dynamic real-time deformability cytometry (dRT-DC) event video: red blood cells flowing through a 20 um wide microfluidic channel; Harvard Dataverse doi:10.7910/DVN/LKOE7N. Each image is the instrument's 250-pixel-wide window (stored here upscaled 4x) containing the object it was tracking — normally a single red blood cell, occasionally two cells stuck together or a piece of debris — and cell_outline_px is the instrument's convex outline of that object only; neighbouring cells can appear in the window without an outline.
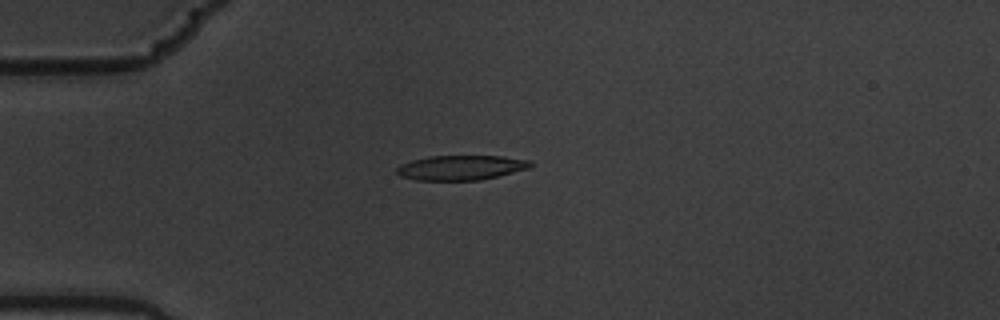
{"species": "common noctule bat (a hibernating species)", "species_latin": "Nyctalus noctula", "temperature_condition": "warm", "stored_images_in_passage": 8, "camera_frame_rate_fps": 3000, "um_per_image_px": 0.085, "animal": {"sex": "male", "body_mass_g": 19.5, "forearm_length_mm": 54.6}, "frame": {"image": 1, "passage_image": 5, "time_ms": 1.333, "image_size_px": [1000, 320], "cell_outline_px": [[532, 164], [528, 168], [480, 180], [416, 180], [400, 176], [396, 172], [396, 168], [400, 164], [412, 160], [428, 156], [500, 156], [528, 160]], "centroid_in_image_um": [39.11, 14.25], "position_along_channel_um": 45.9, "area_um2": 19.07}}
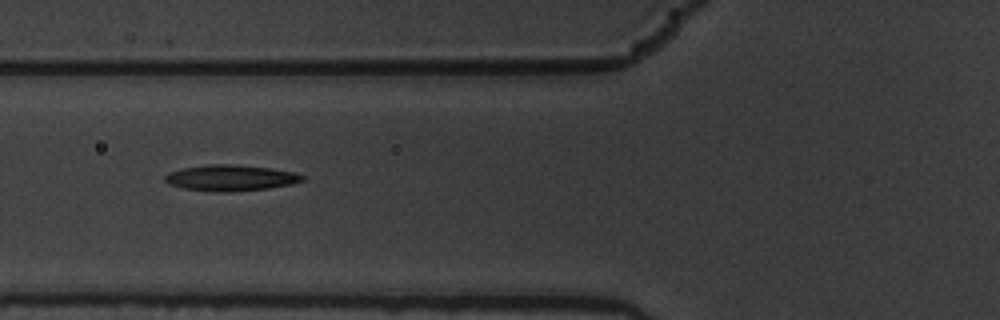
{"frame": {"image": 2, "passage_image": 7, "time_ms": 2.0, "image_size_px": [1000, 320], "cell_outline_px": [[304, 180], [292, 184], [268, 188], [228, 192], [220, 192], [184, 188], [168, 184], [164, 180], [164, 176], [168, 172], [184, 168], [208, 164], [232, 164], [268, 168], [292, 172], [304, 176]], "centroid_in_image_um": [19.57, 15.12], "position_along_channel_um": 106.2, "area_um2": 20.58}}
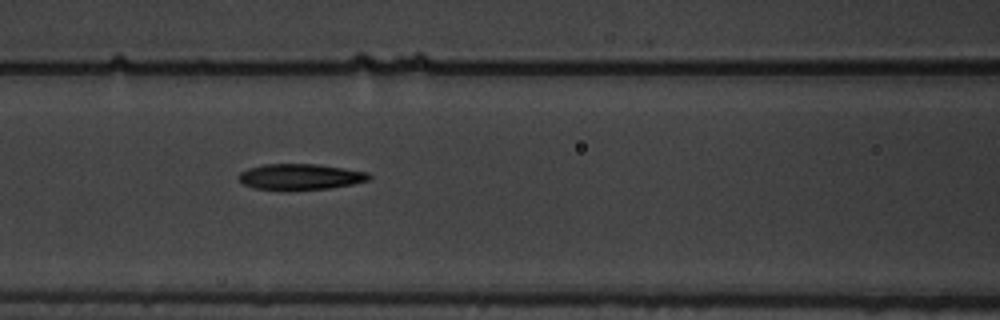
{"frame": {"image": 3, "passage_image": 8, "time_ms": 2.333, "image_size_px": [1000, 320], "cell_outline_px": [[372, 176], [368, 180], [352, 184], [328, 188], [252, 188], [244, 184], [236, 176], [240, 172], [248, 168], [264, 164], [316, 164], [344, 168], [368, 172]], "centroid_in_image_um": [25.52, 14.99], "position_along_channel_um": 141.1, "area_um2": 19.07}}